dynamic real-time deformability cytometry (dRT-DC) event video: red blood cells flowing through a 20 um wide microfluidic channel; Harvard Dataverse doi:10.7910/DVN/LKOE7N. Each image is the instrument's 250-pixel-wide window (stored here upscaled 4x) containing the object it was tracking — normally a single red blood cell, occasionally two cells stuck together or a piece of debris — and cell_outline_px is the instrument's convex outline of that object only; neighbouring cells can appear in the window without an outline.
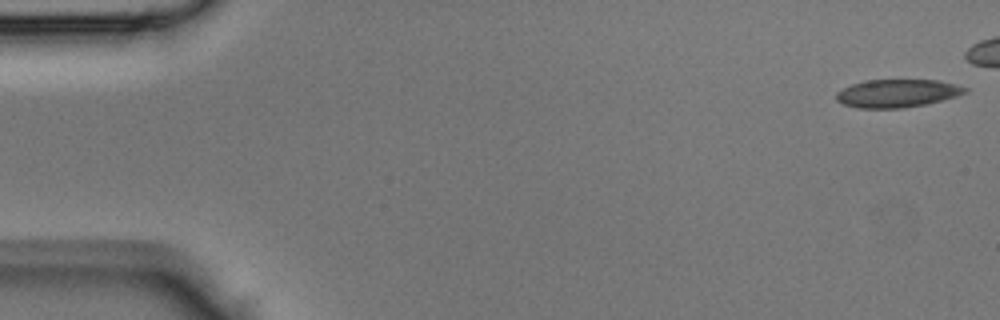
{"species": "Egyptian fruit bat (a non-hibernating species)", "species_latin": "Rousettus aegyptiacus", "temperature_condition": "room temperature", "stored_images_in_passage": 35, "camera_frame_rate_fps": 3000, "um_per_image_px": 0.085, "animal": {"sex": "male"}, "frame": {"image": 1, "passage_image": 1, "time_ms": 0.0, "image_size_px": [1000, 320], "cell_outline_px": [[968, 92], [956, 96], [924, 104], [904, 108], [856, 108], [844, 104], [836, 100], [836, 92], [852, 84], [864, 80], [940, 80], [968, 88]], "centroid_in_image_um": [76.24, 7.93], "position_along_channel_um": 8.8, "area_um2": 20.92}}
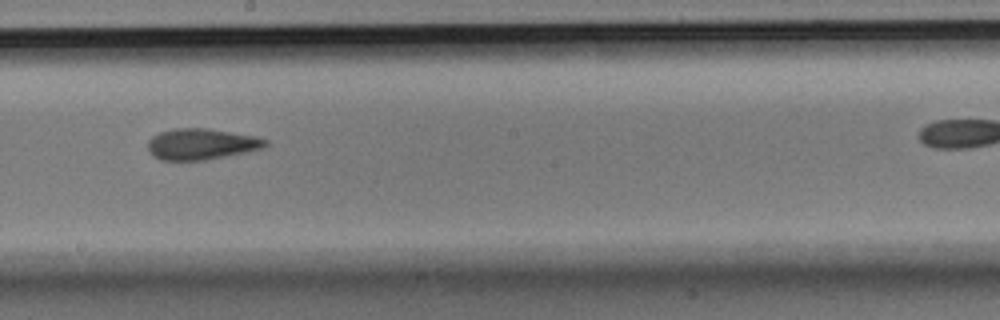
{"frame": {"image": 2, "passage_image": 24, "time_ms": 7.667, "image_size_px": [1000, 320], "cell_outline_px": [[268, 144], [264, 148], [204, 160], [160, 160], [152, 156], [148, 152], [148, 140], [152, 136], [160, 132], [172, 128], [204, 128], [256, 136], [268, 140]], "centroid_in_image_um": [17.07, 12.24], "position_along_channel_um": 231.1, "area_um2": 21.27}}
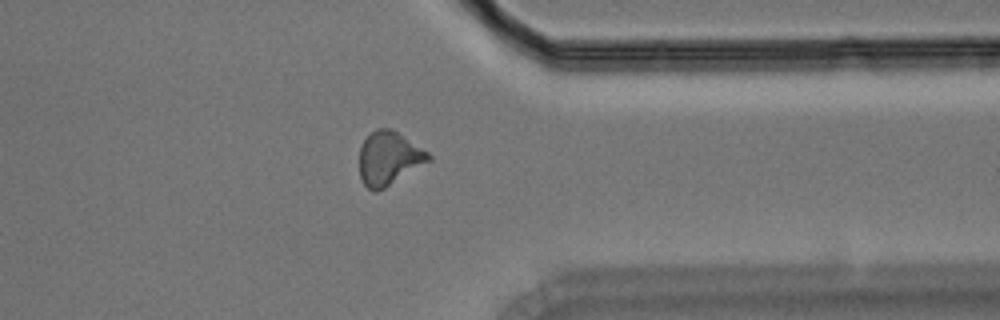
{"frame": {"image": 3, "passage_image": 34, "time_ms": 11.0, "image_size_px": [1000, 320], "cell_outline_px": [[432, 160], [384, 188], [376, 192], [372, 192], [364, 184], [360, 176], [360, 148], [364, 140], [376, 128], [392, 128], [428, 152], [432, 156]], "centroid_in_image_um": [33.06, 13.45], "position_along_channel_um": 378.3, "area_um2": 21.5}}